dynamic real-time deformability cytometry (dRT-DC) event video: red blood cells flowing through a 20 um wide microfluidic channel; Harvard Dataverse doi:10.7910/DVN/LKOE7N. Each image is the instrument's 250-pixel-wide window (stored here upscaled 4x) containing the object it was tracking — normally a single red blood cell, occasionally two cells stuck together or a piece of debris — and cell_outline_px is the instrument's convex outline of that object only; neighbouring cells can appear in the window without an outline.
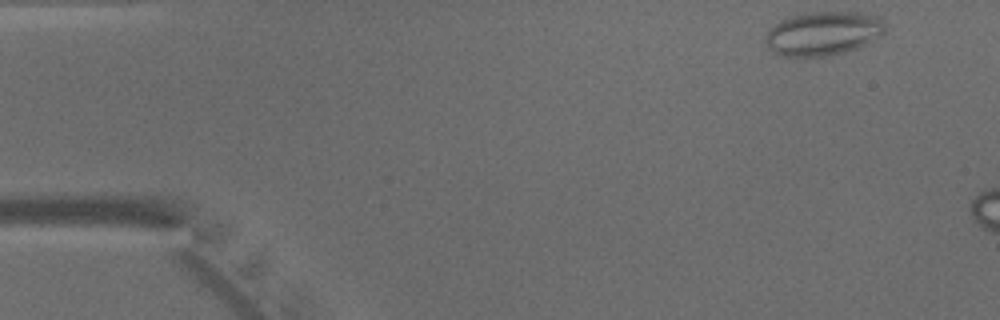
{"species": "common noctule bat (a hibernating species)", "species_latin": "Nyctalus noctula", "temperature_condition": "warm", "stored_images_in_passage": 5, "camera_frame_rate_fps": 3000, "um_per_image_px": 0.085, "animal": {"sex": "male", "body_mass_g": 15.6}, "frame": {"image": 1, "passage_image": 1, "time_ms": 0.0, "image_size_px": [1000, 320], "cell_outline_px": [[884, 32], [864, 44], [856, 48], [844, 52], [828, 56], [784, 56], [772, 52], [768, 48], [764, 40], [764, 36], [768, 28], [780, 20], [788, 16], [804, 12], [856, 12], [876, 16], [884, 24]], "centroid_in_image_um": [69.86, 2.83], "position_along_channel_um": 15.1, "area_um2": 30.58}}